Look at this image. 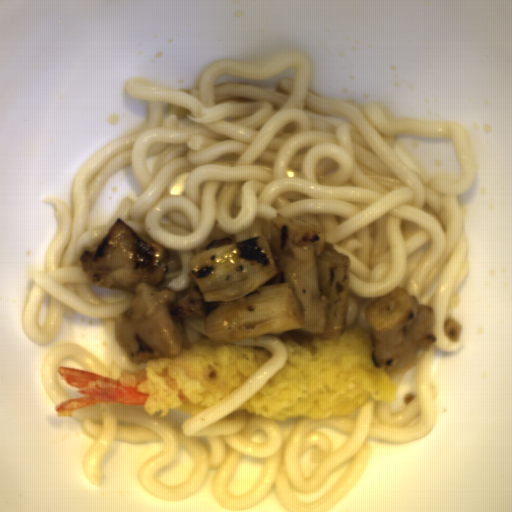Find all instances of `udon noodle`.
Segmentation results:
<instances>
[{"instance_id":"1","label":"udon noodle","mask_w":512,"mask_h":512,"mask_svg":"<svg viewBox=\"0 0 512 512\" xmlns=\"http://www.w3.org/2000/svg\"><path fill=\"white\" fill-rule=\"evenodd\" d=\"M311 63L300 53L251 63L220 59L195 88H167L148 77L125 82L147 103L144 124L106 142L73 174L71 202L48 196L57 210L43 268L32 276L22 326L34 344L53 342L66 317L97 319L116 341L119 317L131 310L125 290L95 286L81 264L116 219L169 251L158 284L181 301L190 291L192 256L214 241L267 236L284 216L324 232V247L348 257L345 329L370 325L366 308L397 287L432 308L435 343L414 365L389 371L392 403L366 401L349 415L275 421L242 410L287 361L275 334L214 342L201 315L178 318L189 345H257L272 358L209 409L150 415L142 406L91 404L74 411L93 441L82 454L84 476L103 488L102 461L114 441L156 440L140 467V485L163 501L191 498L208 485L223 510H242L275 496L286 512H330L363 478L372 444H410L438 419L439 393L429 373L439 351L464 337L448 315L469 273L460 196L476 179L475 146L463 124L391 117L379 104L328 99L309 88ZM409 134L447 138L461 168L429 176L395 143ZM132 169L140 195L123 200L108 221L88 230L87 216L109 178ZM191 478L166 486L155 478L180 450ZM262 464L261 477L239 494L225 490L242 461Z\"/></svg>"},{"instance_id":"2","label":"udon noodle","mask_w":512,"mask_h":512,"mask_svg":"<svg viewBox=\"0 0 512 512\" xmlns=\"http://www.w3.org/2000/svg\"><path fill=\"white\" fill-rule=\"evenodd\" d=\"M148 361V360H146ZM146 361L135 362L126 353L120 363L109 367L86 346L73 340L62 341L45 356L39 377L53 403H61L72 397H82L81 391L74 388L58 371L61 366L86 370L120 379L127 370L136 371L146 366Z\"/></svg>"}]
</instances>
